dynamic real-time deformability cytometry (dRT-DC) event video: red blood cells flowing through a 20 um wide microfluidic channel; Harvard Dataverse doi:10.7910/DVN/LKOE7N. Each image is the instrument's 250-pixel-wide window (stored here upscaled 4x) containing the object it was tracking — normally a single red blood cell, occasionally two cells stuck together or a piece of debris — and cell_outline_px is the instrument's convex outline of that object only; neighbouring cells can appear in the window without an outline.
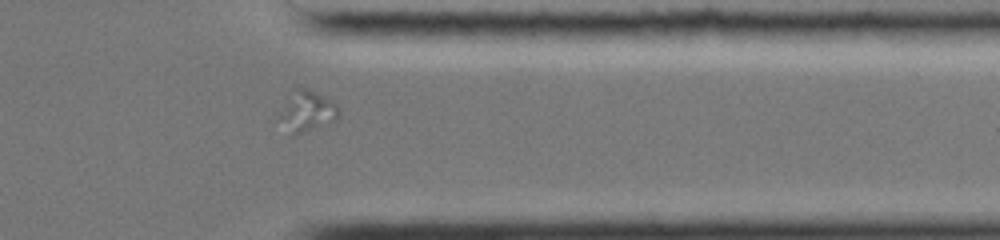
{"species": "common noctule bat (a hibernating species)", "species_latin": "Nyctalus noctula", "temperature_condition": "cold", "stored_images_in_passage": 37, "camera_frame_rate_fps": 3000, "um_per_image_px": 0.085, "animal": {"sex": "female", "body_mass_g": 19.0, "forearm_length_mm": 51.5}, "frame": {"image": 1, "passage_image": 27, "time_ms": 8.667, "image_size_px": [1000, 240], "cell_outline_px": [[340, 116], [336, 120], [328, 124], [296, 136], [276, 116], [292, 88], [296, 84], [336, 104], [340, 108]], "centroid_in_image_um": [26.07, 9.44], "position_along_channel_um": 385.3, "area_um2": 14.22}}
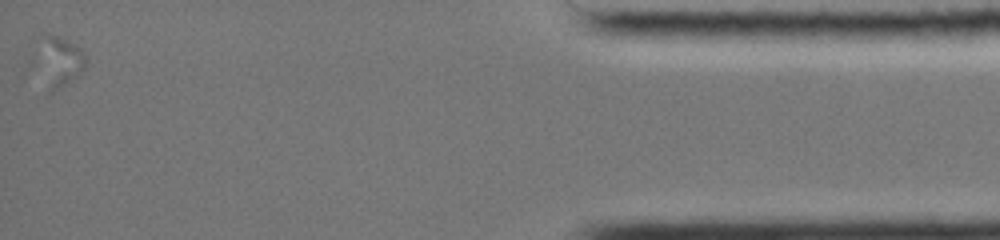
{"frame": {"image": 2, "passage_image": 37, "time_ms": 12.0, "image_size_px": [1000, 240], "cell_outline_px": [[88, 60], [84, 68], [80, 72], [52, 92], [48, 92], [44, 32], [56, 36], [80, 48], [88, 56]], "centroid_in_image_um": [5.29, 5.19], "position_along_channel_um": 429.9, "area_um2": 11.68}}